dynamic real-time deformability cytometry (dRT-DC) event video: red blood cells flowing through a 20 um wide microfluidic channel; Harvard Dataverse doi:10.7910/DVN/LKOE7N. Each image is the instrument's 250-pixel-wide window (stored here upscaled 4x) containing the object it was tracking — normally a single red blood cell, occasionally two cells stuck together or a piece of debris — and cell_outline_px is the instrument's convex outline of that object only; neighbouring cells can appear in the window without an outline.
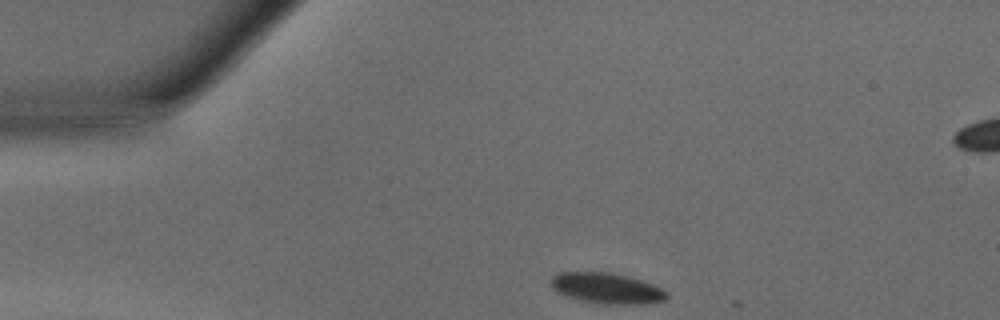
{"species": "common noctule bat (a hibernating species)", "species_latin": "Nyctalus noctula", "temperature_condition": "warm", "stored_images_in_passage": 5, "camera_frame_rate_fps": 3000, "um_per_image_px": 0.085, "animal": {"sex": "male", "body_mass_g": 15.6}, "frame": {"image": 1, "passage_image": 1, "time_ms": 0.0, "image_size_px": [1000, 320], "cell_outline_px": [[668, 296], [664, 300], [644, 304], [604, 304], [580, 300], [556, 292], [552, 288], [548, 280], [556, 272], [612, 272], [628, 276], [652, 284], [668, 292]], "centroid_in_image_um": [51.52, 24.49], "position_along_channel_um": 33.5, "area_um2": 20.87}}